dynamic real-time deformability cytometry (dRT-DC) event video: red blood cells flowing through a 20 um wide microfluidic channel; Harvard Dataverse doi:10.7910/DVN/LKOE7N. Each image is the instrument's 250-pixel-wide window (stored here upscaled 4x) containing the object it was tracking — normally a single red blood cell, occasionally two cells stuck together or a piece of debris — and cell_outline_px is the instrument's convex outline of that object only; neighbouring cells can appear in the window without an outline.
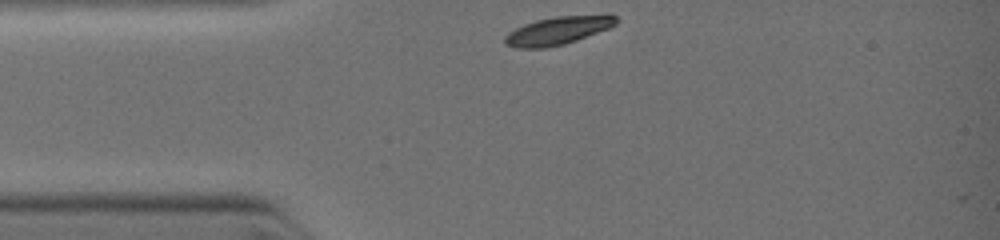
{"species": "common noctule bat (a hibernating species)", "species_latin": "Nyctalus noctula", "temperature_condition": "warm", "stored_images_in_passage": 40, "camera_frame_rate_fps": 3000, "um_per_image_px": 0.085, "animal": {"sex": "female", "body_mass_g": 19.0, "forearm_length_mm": 51.5}, "frame": {"image": 1, "passage_image": 1, "time_ms": 0.0, "image_size_px": [1000, 240], "cell_outline_px": [[620, 20], [616, 24], [608, 28], [576, 40], [564, 44], [544, 48], [516, 48], [504, 44], [504, 36], [508, 32], [524, 24], [536, 20], [556, 16], [608, 12], [612, 12]], "centroid_in_image_um": [47.5, 2.55], "position_along_channel_um": 37.5, "area_um2": 18.73}}
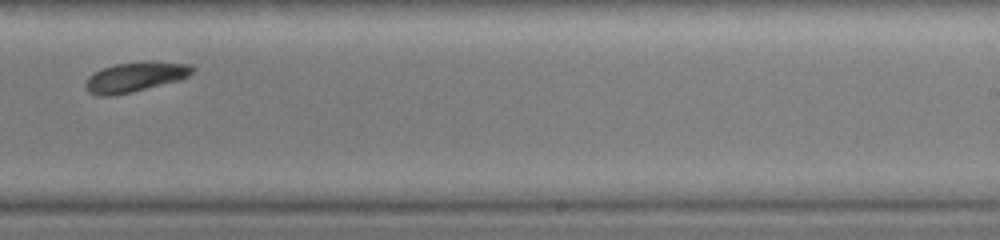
{"frame": {"image": 2, "passage_image": 22, "time_ms": 5.0, "image_size_px": [1000, 240], "cell_outline_px": [[196, 68], [188, 76], [180, 80], [132, 92], [112, 96], [96, 96], [88, 92], [84, 88], [84, 84], [88, 76], [92, 72], [116, 64], [192, 64]], "centroid_in_image_um": [11.39, 6.61], "position_along_channel_um": 277.6, "area_um2": 17.92}}
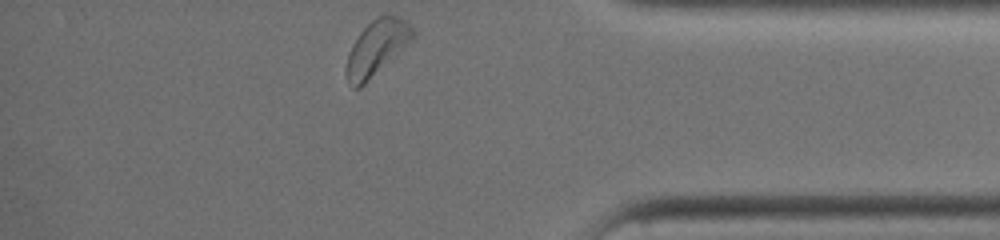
{"frame": {"image": 3, "passage_image": 39, "time_ms": 7.667, "image_size_px": [1000, 240], "cell_outline_px": [[416, 36], [360, 88], [352, 88], [344, 72], [348, 52], [352, 44], [360, 32], [372, 20], [380, 16], [400, 16], [416, 32]], "centroid_in_image_um": [31.99, 4.08], "position_along_channel_um": 403.2, "area_um2": 21.04}}